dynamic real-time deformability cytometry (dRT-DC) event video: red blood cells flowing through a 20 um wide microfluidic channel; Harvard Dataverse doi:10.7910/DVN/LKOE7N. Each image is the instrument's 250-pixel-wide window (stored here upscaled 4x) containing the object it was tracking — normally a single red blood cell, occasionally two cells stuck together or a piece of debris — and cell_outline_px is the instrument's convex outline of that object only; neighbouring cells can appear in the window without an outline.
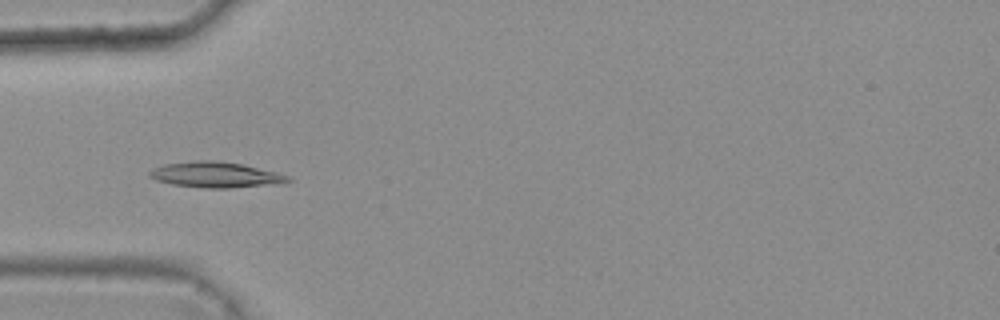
{"species": "common noctule bat (a hibernating species)", "species_latin": "Nyctalus noctula", "temperature_condition": "warm", "stored_images_in_passage": 6, "camera_frame_rate_fps": 3000, "um_per_image_px": 0.085, "animal": {"sex": "female", "body_mass_g": 25.1}, "frame": {"image": 1, "passage_image": 4, "time_ms": 1.0, "image_size_px": [1000, 320], "cell_outline_px": [[292, 180], [284, 184], [232, 188], [204, 188], [172, 184], [156, 180], [148, 176], [148, 172], [152, 168], [164, 164], [196, 160], [212, 160], [244, 164], [292, 176]], "centroid_in_image_um": [18.39, 14.86], "position_along_channel_um": 66.6, "area_um2": 21.1}}
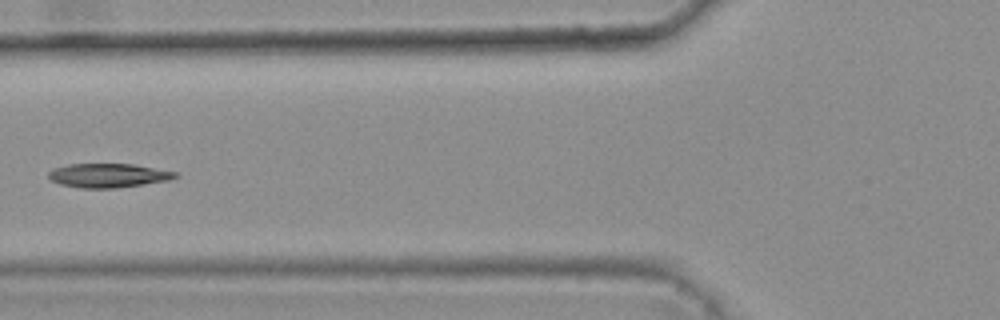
{"frame": {"image": 2, "passage_image": 5, "time_ms": 1.333, "image_size_px": [1000, 320], "cell_outline_px": [[180, 176], [168, 180], [144, 184], [116, 188], [80, 188], [60, 184], [52, 180], [48, 176], [48, 172], [52, 168], [68, 164], [132, 164], [176, 172]], "centroid_in_image_um": [9.17, 14.91], "position_along_channel_um": 116.6, "area_um2": 17.69}}
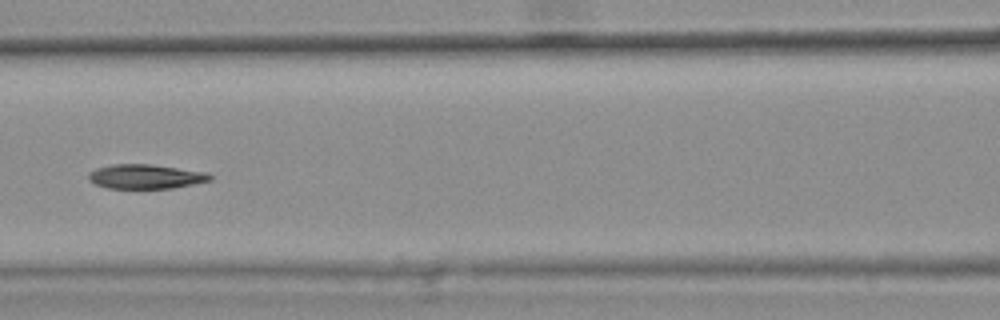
{"frame": {"image": 3, "passage_image": 6, "time_ms": 1.667, "image_size_px": [1000, 320], "cell_outline_px": [[212, 180], [172, 188], [108, 188], [96, 184], [88, 180], [88, 172], [96, 168], [112, 164], [152, 164], [208, 172], [212, 176]], "centroid_in_image_um": [12.37, 14.99], "position_along_channel_um": 154.2, "area_um2": 17.34}}